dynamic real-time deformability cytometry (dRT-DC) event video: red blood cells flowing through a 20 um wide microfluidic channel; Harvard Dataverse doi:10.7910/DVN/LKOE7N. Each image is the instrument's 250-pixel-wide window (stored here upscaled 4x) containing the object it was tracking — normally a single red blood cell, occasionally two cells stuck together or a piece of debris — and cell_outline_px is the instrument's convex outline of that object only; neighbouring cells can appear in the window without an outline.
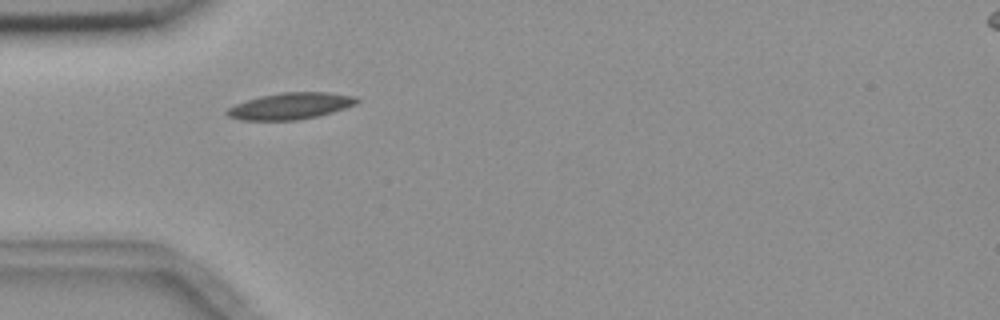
{"species": "common noctule bat (a hibernating species)", "species_latin": "Nyctalus noctula", "temperature_condition": "room temperature", "stored_images_in_passage": 1, "camera_frame_rate_fps": 3000, "um_per_image_px": 0.085, "animal": {"sex": "female", "body_mass_g": 18.4}, "frame": {"image": 1, "passage_image": 1, "time_ms": 0.0, "image_size_px": [1000, 320], "cell_outline_px": [[360, 100], [356, 104], [332, 112], [316, 116], [296, 120], [240, 120], [228, 116], [224, 112], [228, 108], [236, 104], [260, 96], [280, 92], [328, 92], [356, 96]], "centroid_in_image_um": [24.69, 9.0], "position_along_channel_um": 60.3, "area_um2": 20.0}}